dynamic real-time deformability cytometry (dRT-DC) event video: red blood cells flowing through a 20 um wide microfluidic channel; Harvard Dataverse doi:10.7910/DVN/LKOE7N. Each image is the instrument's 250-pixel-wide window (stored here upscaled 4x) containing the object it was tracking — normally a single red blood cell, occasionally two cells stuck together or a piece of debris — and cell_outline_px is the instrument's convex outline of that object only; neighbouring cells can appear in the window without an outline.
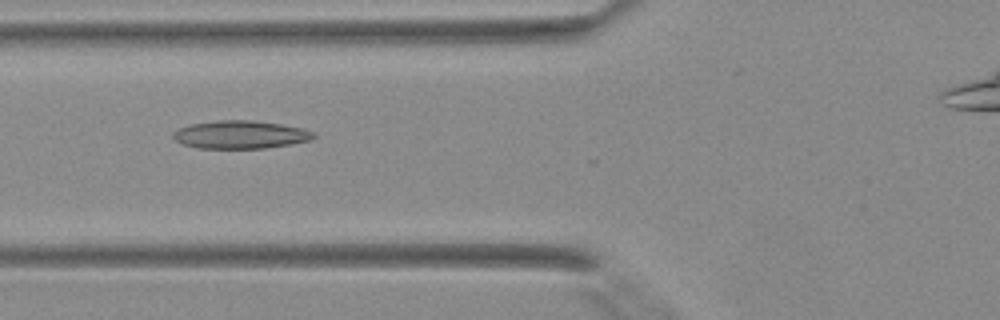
{"species": "Egyptian fruit bat (a non-hibernating species)", "species_latin": "Rousettus aegyptiacus", "temperature_condition": "warm", "stored_images_in_passage": 4, "camera_frame_rate_fps": 3000, "um_per_image_px": 0.085, "animal": {"sex": "female"}, "frame": {"image": 1, "passage_image": 4, "time_ms": 1.0, "image_size_px": [1000, 320], "cell_outline_px": [[316, 136], [312, 140], [264, 148], [196, 148], [184, 144], [176, 140], [172, 136], [172, 132], [180, 128], [192, 124], [216, 120], [252, 120], [280, 124], [304, 128], [312, 132]], "centroid_in_image_um": [20.43, 11.44], "position_along_channel_um": 105.4, "area_um2": 22.77}}